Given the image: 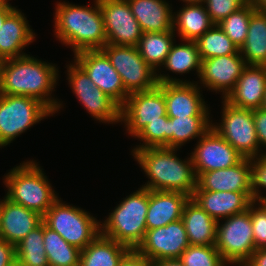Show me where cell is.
Listing matches in <instances>:
<instances>
[{
  "instance_id": "6da1fadb",
  "label": "cell",
  "mask_w": 266,
  "mask_h": 266,
  "mask_svg": "<svg viewBox=\"0 0 266 266\" xmlns=\"http://www.w3.org/2000/svg\"><path fill=\"white\" fill-rule=\"evenodd\" d=\"M55 66L30 55L3 60L0 94L33 97L56 113L62 104L51 98L59 76Z\"/></svg>"
},
{
  "instance_id": "7a4b0ae2",
  "label": "cell",
  "mask_w": 266,
  "mask_h": 266,
  "mask_svg": "<svg viewBox=\"0 0 266 266\" xmlns=\"http://www.w3.org/2000/svg\"><path fill=\"white\" fill-rule=\"evenodd\" d=\"M178 148L150 147L133 149L132 156L138 161L149 181L142 187L153 191L182 192L192 197L197 187L192 157L181 160L176 156Z\"/></svg>"
},
{
  "instance_id": "3957f363",
  "label": "cell",
  "mask_w": 266,
  "mask_h": 266,
  "mask_svg": "<svg viewBox=\"0 0 266 266\" xmlns=\"http://www.w3.org/2000/svg\"><path fill=\"white\" fill-rule=\"evenodd\" d=\"M95 7L59 2L55 9V35L72 47L74 55L86 50H100L106 45L103 16L98 0Z\"/></svg>"
},
{
  "instance_id": "277c9868",
  "label": "cell",
  "mask_w": 266,
  "mask_h": 266,
  "mask_svg": "<svg viewBox=\"0 0 266 266\" xmlns=\"http://www.w3.org/2000/svg\"><path fill=\"white\" fill-rule=\"evenodd\" d=\"M44 175L41 167L33 160L14 167L4 177L8 189L5 197L43 216L58 199Z\"/></svg>"
},
{
  "instance_id": "5b68a950",
  "label": "cell",
  "mask_w": 266,
  "mask_h": 266,
  "mask_svg": "<svg viewBox=\"0 0 266 266\" xmlns=\"http://www.w3.org/2000/svg\"><path fill=\"white\" fill-rule=\"evenodd\" d=\"M148 189L141 187L121 201L101 225V234L136 250L145 238Z\"/></svg>"
},
{
  "instance_id": "8992f818",
  "label": "cell",
  "mask_w": 266,
  "mask_h": 266,
  "mask_svg": "<svg viewBox=\"0 0 266 266\" xmlns=\"http://www.w3.org/2000/svg\"><path fill=\"white\" fill-rule=\"evenodd\" d=\"M42 221L72 246L83 250L101 233V222L81 208L57 199L42 216Z\"/></svg>"
},
{
  "instance_id": "52a82bcc",
  "label": "cell",
  "mask_w": 266,
  "mask_h": 266,
  "mask_svg": "<svg viewBox=\"0 0 266 266\" xmlns=\"http://www.w3.org/2000/svg\"><path fill=\"white\" fill-rule=\"evenodd\" d=\"M53 112L41 101L29 96L0 94V147L15 140Z\"/></svg>"
},
{
  "instance_id": "ba28073f",
  "label": "cell",
  "mask_w": 266,
  "mask_h": 266,
  "mask_svg": "<svg viewBox=\"0 0 266 266\" xmlns=\"http://www.w3.org/2000/svg\"><path fill=\"white\" fill-rule=\"evenodd\" d=\"M225 223L218 221L215 247L230 265L243 266L256 250L250 212L234 214Z\"/></svg>"
},
{
  "instance_id": "9c48e42d",
  "label": "cell",
  "mask_w": 266,
  "mask_h": 266,
  "mask_svg": "<svg viewBox=\"0 0 266 266\" xmlns=\"http://www.w3.org/2000/svg\"><path fill=\"white\" fill-rule=\"evenodd\" d=\"M101 50L121 76L129 94L147 91L158 85L155 70L141 57L136 46L106 44Z\"/></svg>"
},
{
  "instance_id": "30bf717a",
  "label": "cell",
  "mask_w": 266,
  "mask_h": 266,
  "mask_svg": "<svg viewBox=\"0 0 266 266\" xmlns=\"http://www.w3.org/2000/svg\"><path fill=\"white\" fill-rule=\"evenodd\" d=\"M222 103V121L211 127L244 158L260 156L253 110L233 107L225 100Z\"/></svg>"
},
{
  "instance_id": "8fae6325",
  "label": "cell",
  "mask_w": 266,
  "mask_h": 266,
  "mask_svg": "<svg viewBox=\"0 0 266 266\" xmlns=\"http://www.w3.org/2000/svg\"><path fill=\"white\" fill-rule=\"evenodd\" d=\"M68 65L69 85L88 113L103 123L121 122V107L96 87L87 73L75 61Z\"/></svg>"
},
{
  "instance_id": "7c38bea8",
  "label": "cell",
  "mask_w": 266,
  "mask_h": 266,
  "mask_svg": "<svg viewBox=\"0 0 266 266\" xmlns=\"http://www.w3.org/2000/svg\"><path fill=\"white\" fill-rule=\"evenodd\" d=\"M167 115L164 83L147 90L130 93L121 107V120L127 132L136 137L149 122L161 121Z\"/></svg>"
},
{
  "instance_id": "4fadbf2b",
  "label": "cell",
  "mask_w": 266,
  "mask_h": 266,
  "mask_svg": "<svg viewBox=\"0 0 266 266\" xmlns=\"http://www.w3.org/2000/svg\"><path fill=\"white\" fill-rule=\"evenodd\" d=\"M103 16L106 44L137 46L141 27L127 0H98Z\"/></svg>"
},
{
  "instance_id": "5bb4252c",
  "label": "cell",
  "mask_w": 266,
  "mask_h": 266,
  "mask_svg": "<svg viewBox=\"0 0 266 266\" xmlns=\"http://www.w3.org/2000/svg\"><path fill=\"white\" fill-rule=\"evenodd\" d=\"M74 56L75 62L87 73L95 86L122 107L129 93L107 55L100 49L82 51Z\"/></svg>"
},
{
  "instance_id": "9a60e30c",
  "label": "cell",
  "mask_w": 266,
  "mask_h": 266,
  "mask_svg": "<svg viewBox=\"0 0 266 266\" xmlns=\"http://www.w3.org/2000/svg\"><path fill=\"white\" fill-rule=\"evenodd\" d=\"M158 84L164 83V96L168 117L210 116L200 87L191 81L170 78L156 73Z\"/></svg>"
},
{
  "instance_id": "2e32d148",
  "label": "cell",
  "mask_w": 266,
  "mask_h": 266,
  "mask_svg": "<svg viewBox=\"0 0 266 266\" xmlns=\"http://www.w3.org/2000/svg\"><path fill=\"white\" fill-rule=\"evenodd\" d=\"M189 245L184 223L180 219L164 227L147 230L136 251L153 264L162 259L180 258Z\"/></svg>"
},
{
  "instance_id": "e0dca14e",
  "label": "cell",
  "mask_w": 266,
  "mask_h": 266,
  "mask_svg": "<svg viewBox=\"0 0 266 266\" xmlns=\"http://www.w3.org/2000/svg\"><path fill=\"white\" fill-rule=\"evenodd\" d=\"M191 157L197 177L203 172L235 166L244 158L212 127L199 138Z\"/></svg>"
},
{
  "instance_id": "ac0fdd59",
  "label": "cell",
  "mask_w": 266,
  "mask_h": 266,
  "mask_svg": "<svg viewBox=\"0 0 266 266\" xmlns=\"http://www.w3.org/2000/svg\"><path fill=\"white\" fill-rule=\"evenodd\" d=\"M247 67L240 51L236 54L202 60L200 82L212 91L222 92L223 99L234 89L237 80Z\"/></svg>"
},
{
  "instance_id": "d6986e66",
  "label": "cell",
  "mask_w": 266,
  "mask_h": 266,
  "mask_svg": "<svg viewBox=\"0 0 266 266\" xmlns=\"http://www.w3.org/2000/svg\"><path fill=\"white\" fill-rule=\"evenodd\" d=\"M265 92L266 66L247 65L224 100L233 107L254 110L262 107Z\"/></svg>"
},
{
  "instance_id": "ffe728a7",
  "label": "cell",
  "mask_w": 266,
  "mask_h": 266,
  "mask_svg": "<svg viewBox=\"0 0 266 266\" xmlns=\"http://www.w3.org/2000/svg\"><path fill=\"white\" fill-rule=\"evenodd\" d=\"M195 190L251 192L250 158H243L229 168L201 173Z\"/></svg>"
},
{
  "instance_id": "44dd1931",
  "label": "cell",
  "mask_w": 266,
  "mask_h": 266,
  "mask_svg": "<svg viewBox=\"0 0 266 266\" xmlns=\"http://www.w3.org/2000/svg\"><path fill=\"white\" fill-rule=\"evenodd\" d=\"M191 198L216 221L246 211L253 202L252 192L195 190Z\"/></svg>"
},
{
  "instance_id": "7402d4cb",
  "label": "cell",
  "mask_w": 266,
  "mask_h": 266,
  "mask_svg": "<svg viewBox=\"0 0 266 266\" xmlns=\"http://www.w3.org/2000/svg\"><path fill=\"white\" fill-rule=\"evenodd\" d=\"M0 217L2 238L13 245L42 222L38 212L13 203L6 197L0 200Z\"/></svg>"
},
{
  "instance_id": "603a6c76",
  "label": "cell",
  "mask_w": 266,
  "mask_h": 266,
  "mask_svg": "<svg viewBox=\"0 0 266 266\" xmlns=\"http://www.w3.org/2000/svg\"><path fill=\"white\" fill-rule=\"evenodd\" d=\"M189 198L190 196L182 192L148 190L147 230L180 220Z\"/></svg>"
},
{
  "instance_id": "cb8c5ba5",
  "label": "cell",
  "mask_w": 266,
  "mask_h": 266,
  "mask_svg": "<svg viewBox=\"0 0 266 266\" xmlns=\"http://www.w3.org/2000/svg\"><path fill=\"white\" fill-rule=\"evenodd\" d=\"M35 33L30 29L26 17L15 8L0 29V58L2 60L23 57V48L34 42ZM22 53V54H21Z\"/></svg>"
},
{
  "instance_id": "d4e9b609",
  "label": "cell",
  "mask_w": 266,
  "mask_h": 266,
  "mask_svg": "<svg viewBox=\"0 0 266 266\" xmlns=\"http://www.w3.org/2000/svg\"><path fill=\"white\" fill-rule=\"evenodd\" d=\"M181 219L190 245H215L218 221L205 212L191 197L184 206Z\"/></svg>"
},
{
  "instance_id": "484cf974",
  "label": "cell",
  "mask_w": 266,
  "mask_h": 266,
  "mask_svg": "<svg viewBox=\"0 0 266 266\" xmlns=\"http://www.w3.org/2000/svg\"><path fill=\"white\" fill-rule=\"evenodd\" d=\"M142 32L173 30V10L165 0H127Z\"/></svg>"
},
{
  "instance_id": "4316f807",
  "label": "cell",
  "mask_w": 266,
  "mask_h": 266,
  "mask_svg": "<svg viewBox=\"0 0 266 266\" xmlns=\"http://www.w3.org/2000/svg\"><path fill=\"white\" fill-rule=\"evenodd\" d=\"M130 249L101 233L81 250L79 266H119Z\"/></svg>"
},
{
  "instance_id": "83f0119b",
  "label": "cell",
  "mask_w": 266,
  "mask_h": 266,
  "mask_svg": "<svg viewBox=\"0 0 266 266\" xmlns=\"http://www.w3.org/2000/svg\"><path fill=\"white\" fill-rule=\"evenodd\" d=\"M213 25L204 4H188L173 14V31L182 41H196Z\"/></svg>"
},
{
  "instance_id": "f1b7e54d",
  "label": "cell",
  "mask_w": 266,
  "mask_h": 266,
  "mask_svg": "<svg viewBox=\"0 0 266 266\" xmlns=\"http://www.w3.org/2000/svg\"><path fill=\"white\" fill-rule=\"evenodd\" d=\"M247 65L266 66V13L255 10L250 17L247 37L239 49Z\"/></svg>"
},
{
  "instance_id": "f546056e",
  "label": "cell",
  "mask_w": 266,
  "mask_h": 266,
  "mask_svg": "<svg viewBox=\"0 0 266 266\" xmlns=\"http://www.w3.org/2000/svg\"><path fill=\"white\" fill-rule=\"evenodd\" d=\"M174 33V34H173ZM175 32H144L139 39L137 49L145 62L157 72L163 65L173 45Z\"/></svg>"
},
{
  "instance_id": "4dcf8cb0",
  "label": "cell",
  "mask_w": 266,
  "mask_h": 266,
  "mask_svg": "<svg viewBox=\"0 0 266 266\" xmlns=\"http://www.w3.org/2000/svg\"><path fill=\"white\" fill-rule=\"evenodd\" d=\"M209 116L169 117V148H181L188 140L201 138L210 128Z\"/></svg>"
},
{
  "instance_id": "1f68e13d",
  "label": "cell",
  "mask_w": 266,
  "mask_h": 266,
  "mask_svg": "<svg viewBox=\"0 0 266 266\" xmlns=\"http://www.w3.org/2000/svg\"><path fill=\"white\" fill-rule=\"evenodd\" d=\"M44 248L49 266H79L81 250L44 223Z\"/></svg>"
},
{
  "instance_id": "d6a6232c",
  "label": "cell",
  "mask_w": 266,
  "mask_h": 266,
  "mask_svg": "<svg viewBox=\"0 0 266 266\" xmlns=\"http://www.w3.org/2000/svg\"><path fill=\"white\" fill-rule=\"evenodd\" d=\"M16 261L22 266H49L44 248V222L15 245Z\"/></svg>"
},
{
  "instance_id": "836d02e7",
  "label": "cell",
  "mask_w": 266,
  "mask_h": 266,
  "mask_svg": "<svg viewBox=\"0 0 266 266\" xmlns=\"http://www.w3.org/2000/svg\"><path fill=\"white\" fill-rule=\"evenodd\" d=\"M185 42L186 44L181 43V45H174L173 43L162 67L176 74H185L196 70L198 73L197 76H199L202 59L198 51V46L195 41L186 40Z\"/></svg>"
},
{
  "instance_id": "e575fe53",
  "label": "cell",
  "mask_w": 266,
  "mask_h": 266,
  "mask_svg": "<svg viewBox=\"0 0 266 266\" xmlns=\"http://www.w3.org/2000/svg\"><path fill=\"white\" fill-rule=\"evenodd\" d=\"M195 42L202 60L236 54L239 51L238 47L217 24H214Z\"/></svg>"
},
{
  "instance_id": "d590c367",
  "label": "cell",
  "mask_w": 266,
  "mask_h": 266,
  "mask_svg": "<svg viewBox=\"0 0 266 266\" xmlns=\"http://www.w3.org/2000/svg\"><path fill=\"white\" fill-rule=\"evenodd\" d=\"M256 10L254 4L249 0L238 10L221 20L217 25L240 49L247 37L251 14Z\"/></svg>"
},
{
  "instance_id": "8d00e7d4",
  "label": "cell",
  "mask_w": 266,
  "mask_h": 266,
  "mask_svg": "<svg viewBox=\"0 0 266 266\" xmlns=\"http://www.w3.org/2000/svg\"><path fill=\"white\" fill-rule=\"evenodd\" d=\"M185 266H226L215 245H189L179 258Z\"/></svg>"
},
{
  "instance_id": "74e56055",
  "label": "cell",
  "mask_w": 266,
  "mask_h": 266,
  "mask_svg": "<svg viewBox=\"0 0 266 266\" xmlns=\"http://www.w3.org/2000/svg\"><path fill=\"white\" fill-rule=\"evenodd\" d=\"M136 138L141 139L140 141H143V143L133 149L169 148V117L166 115L161 117V121L149 122Z\"/></svg>"
},
{
  "instance_id": "f35d334b",
  "label": "cell",
  "mask_w": 266,
  "mask_h": 266,
  "mask_svg": "<svg viewBox=\"0 0 266 266\" xmlns=\"http://www.w3.org/2000/svg\"><path fill=\"white\" fill-rule=\"evenodd\" d=\"M257 204L258 207H255ZM257 204L253 201L248 207L256 250L266 248V204L263 201Z\"/></svg>"
},
{
  "instance_id": "ab89813d",
  "label": "cell",
  "mask_w": 266,
  "mask_h": 266,
  "mask_svg": "<svg viewBox=\"0 0 266 266\" xmlns=\"http://www.w3.org/2000/svg\"><path fill=\"white\" fill-rule=\"evenodd\" d=\"M250 158L251 161V192L253 201H265L261 196V187L266 189V153ZM260 188V189H259Z\"/></svg>"
},
{
  "instance_id": "60d3db41",
  "label": "cell",
  "mask_w": 266,
  "mask_h": 266,
  "mask_svg": "<svg viewBox=\"0 0 266 266\" xmlns=\"http://www.w3.org/2000/svg\"><path fill=\"white\" fill-rule=\"evenodd\" d=\"M249 0H205L204 6L211 21L218 24L221 20L238 10Z\"/></svg>"
},
{
  "instance_id": "b9f144b4",
  "label": "cell",
  "mask_w": 266,
  "mask_h": 266,
  "mask_svg": "<svg viewBox=\"0 0 266 266\" xmlns=\"http://www.w3.org/2000/svg\"><path fill=\"white\" fill-rule=\"evenodd\" d=\"M253 118L256 128L257 139L260 147L266 146V110L258 108L253 110Z\"/></svg>"
},
{
  "instance_id": "7bdbcfd3",
  "label": "cell",
  "mask_w": 266,
  "mask_h": 266,
  "mask_svg": "<svg viewBox=\"0 0 266 266\" xmlns=\"http://www.w3.org/2000/svg\"><path fill=\"white\" fill-rule=\"evenodd\" d=\"M16 261L15 245L0 240V266H11Z\"/></svg>"
},
{
  "instance_id": "ee69618b",
  "label": "cell",
  "mask_w": 266,
  "mask_h": 266,
  "mask_svg": "<svg viewBox=\"0 0 266 266\" xmlns=\"http://www.w3.org/2000/svg\"><path fill=\"white\" fill-rule=\"evenodd\" d=\"M119 266H152V262L136 250H130L121 260Z\"/></svg>"
},
{
  "instance_id": "f6af8a7d",
  "label": "cell",
  "mask_w": 266,
  "mask_h": 266,
  "mask_svg": "<svg viewBox=\"0 0 266 266\" xmlns=\"http://www.w3.org/2000/svg\"><path fill=\"white\" fill-rule=\"evenodd\" d=\"M243 266H266V248L255 250Z\"/></svg>"
},
{
  "instance_id": "bcb514c9",
  "label": "cell",
  "mask_w": 266,
  "mask_h": 266,
  "mask_svg": "<svg viewBox=\"0 0 266 266\" xmlns=\"http://www.w3.org/2000/svg\"><path fill=\"white\" fill-rule=\"evenodd\" d=\"M152 266H185L179 258L162 259L154 262Z\"/></svg>"
},
{
  "instance_id": "7dc6e473",
  "label": "cell",
  "mask_w": 266,
  "mask_h": 266,
  "mask_svg": "<svg viewBox=\"0 0 266 266\" xmlns=\"http://www.w3.org/2000/svg\"><path fill=\"white\" fill-rule=\"evenodd\" d=\"M14 9L7 0H0V14H10Z\"/></svg>"
},
{
  "instance_id": "c3c4849f",
  "label": "cell",
  "mask_w": 266,
  "mask_h": 266,
  "mask_svg": "<svg viewBox=\"0 0 266 266\" xmlns=\"http://www.w3.org/2000/svg\"><path fill=\"white\" fill-rule=\"evenodd\" d=\"M255 8L266 13V0H251Z\"/></svg>"
},
{
  "instance_id": "681fc988",
  "label": "cell",
  "mask_w": 266,
  "mask_h": 266,
  "mask_svg": "<svg viewBox=\"0 0 266 266\" xmlns=\"http://www.w3.org/2000/svg\"><path fill=\"white\" fill-rule=\"evenodd\" d=\"M183 2H186V5L188 4H204L205 0H182Z\"/></svg>"
},
{
  "instance_id": "f907efd6",
  "label": "cell",
  "mask_w": 266,
  "mask_h": 266,
  "mask_svg": "<svg viewBox=\"0 0 266 266\" xmlns=\"http://www.w3.org/2000/svg\"><path fill=\"white\" fill-rule=\"evenodd\" d=\"M9 14H0V29L5 21V18L8 16Z\"/></svg>"
},
{
  "instance_id": "816d5d0a",
  "label": "cell",
  "mask_w": 266,
  "mask_h": 266,
  "mask_svg": "<svg viewBox=\"0 0 266 266\" xmlns=\"http://www.w3.org/2000/svg\"><path fill=\"white\" fill-rule=\"evenodd\" d=\"M264 110H266V92H265V96H264V101H263V104H262V107Z\"/></svg>"
},
{
  "instance_id": "f5cc1de1",
  "label": "cell",
  "mask_w": 266,
  "mask_h": 266,
  "mask_svg": "<svg viewBox=\"0 0 266 266\" xmlns=\"http://www.w3.org/2000/svg\"><path fill=\"white\" fill-rule=\"evenodd\" d=\"M11 266H22L19 262L15 261Z\"/></svg>"
},
{
  "instance_id": "db71d44e",
  "label": "cell",
  "mask_w": 266,
  "mask_h": 266,
  "mask_svg": "<svg viewBox=\"0 0 266 266\" xmlns=\"http://www.w3.org/2000/svg\"><path fill=\"white\" fill-rule=\"evenodd\" d=\"M3 239L2 238V231H1V217H0V240Z\"/></svg>"
},
{
  "instance_id": "11a10c76",
  "label": "cell",
  "mask_w": 266,
  "mask_h": 266,
  "mask_svg": "<svg viewBox=\"0 0 266 266\" xmlns=\"http://www.w3.org/2000/svg\"><path fill=\"white\" fill-rule=\"evenodd\" d=\"M2 63H3V60L0 58V72H1Z\"/></svg>"
}]
</instances>
